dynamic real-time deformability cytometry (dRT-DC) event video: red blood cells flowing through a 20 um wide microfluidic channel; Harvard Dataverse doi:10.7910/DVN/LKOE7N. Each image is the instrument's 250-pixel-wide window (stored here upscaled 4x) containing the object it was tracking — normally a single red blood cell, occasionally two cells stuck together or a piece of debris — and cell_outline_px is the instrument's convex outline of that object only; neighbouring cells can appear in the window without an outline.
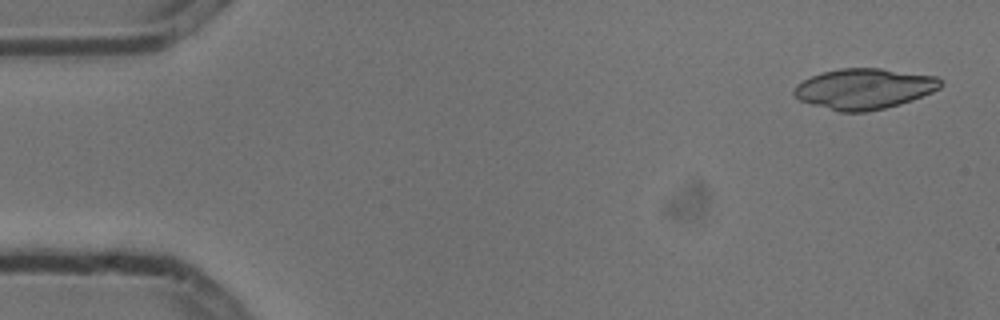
{"species": "common noctule bat (a hibernating species)", "species_latin": "Nyctalus noctula", "temperature_condition": "cold", "stored_images_in_passage": 4, "camera_frame_rate_fps": 3000, "um_per_image_px": 0.085, "animal": {"sex": "male", "body_mass_g": 13.3}, "frame": {"image": 1, "passage_image": 1, "time_ms": 0.0, "image_size_px": [1000, 320], "cell_outline_px": [[944, 84], [940, 88], [932, 92], [912, 100], [900, 104], [884, 108], [864, 112], [840, 112], [812, 104], [800, 100], [792, 92], [796, 84], [812, 76], [824, 72], [840, 68], [880, 68], [936, 76], [944, 80]], "centroid_in_image_um": [73.49, 7.54], "position_along_channel_um": 11.5, "area_um2": 34.62}}